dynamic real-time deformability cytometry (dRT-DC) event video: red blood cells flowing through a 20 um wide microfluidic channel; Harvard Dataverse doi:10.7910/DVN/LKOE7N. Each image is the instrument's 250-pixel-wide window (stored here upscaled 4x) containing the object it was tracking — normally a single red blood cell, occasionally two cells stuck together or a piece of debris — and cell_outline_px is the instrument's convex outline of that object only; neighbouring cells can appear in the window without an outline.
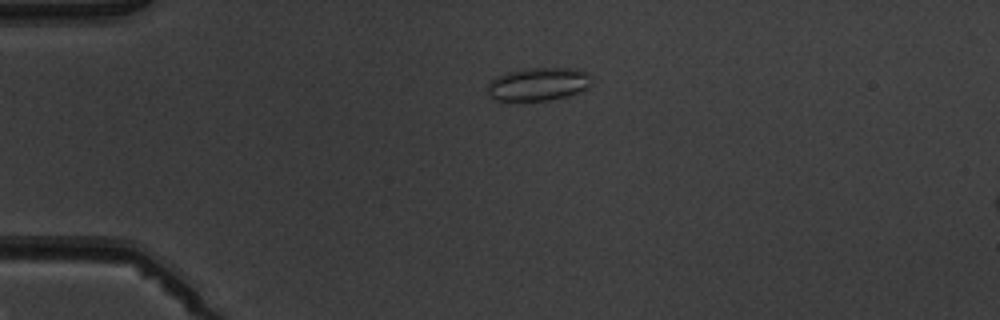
{"species": "common noctule bat (a hibernating species)", "species_latin": "Nyctalus noctula", "temperature_condition": "warm", "stored_images_in_passage": 4, "camera_frame_rate_fps": 3000, "um_per_image_px": 0.085, "animal": {"sex": "male", "body_mass_g": 19.5, "forearm_length_mm": 54.6}, "frame": {"image": 1, "passage_image": 3, "time_ms": 3.333, "image_size_px": [1000, 320], "cell_outline_px": [[588, 88], [580, 92], [568, 96], [548, 100], [508, 104], [492, 100], [488, 96], [488, 84], [496, 76], [508, 72], [532, 68], [576, 68], [588, 72]], "centroid_in_image_um": [45.66, 7.21], "position_along_channel_um": 39.3, "area_um2": 20.75}}